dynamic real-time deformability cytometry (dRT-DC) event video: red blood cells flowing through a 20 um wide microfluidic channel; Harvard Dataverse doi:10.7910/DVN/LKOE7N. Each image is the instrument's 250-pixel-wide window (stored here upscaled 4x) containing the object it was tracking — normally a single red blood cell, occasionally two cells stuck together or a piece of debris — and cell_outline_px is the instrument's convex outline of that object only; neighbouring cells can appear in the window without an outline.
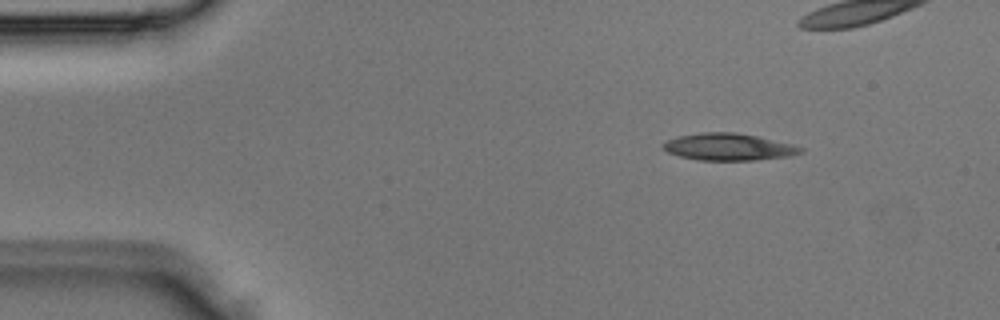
{"species": "Egyptian fruit bat (a non-hibernating species)", "species_latin": "Rousettus aegyptiacus", "temperature_condition": "room temperature", "stored_images_in_passage": 3, "camera_frame_rate_fps": 3000, "um_per_image_px": 0.085, "animal": {"sex": "male"}, "frame": {"image": 1, "passage_image": 1, "time_ms": 0.0, "image_size_px": [1000, 320], "cell_outline_px": [[804, 152], [788, 156], [756, 160], [696, 160], [680, 156], [668, 152], [660, 144], [676, 136], [700, 132], [736, 132], [756, 136], [792, 144], [804, 148]], "centroid_in_image_um": [61.91, 12.48], "position_along_channel_um": 23.1, "area_um2": 21.68}}